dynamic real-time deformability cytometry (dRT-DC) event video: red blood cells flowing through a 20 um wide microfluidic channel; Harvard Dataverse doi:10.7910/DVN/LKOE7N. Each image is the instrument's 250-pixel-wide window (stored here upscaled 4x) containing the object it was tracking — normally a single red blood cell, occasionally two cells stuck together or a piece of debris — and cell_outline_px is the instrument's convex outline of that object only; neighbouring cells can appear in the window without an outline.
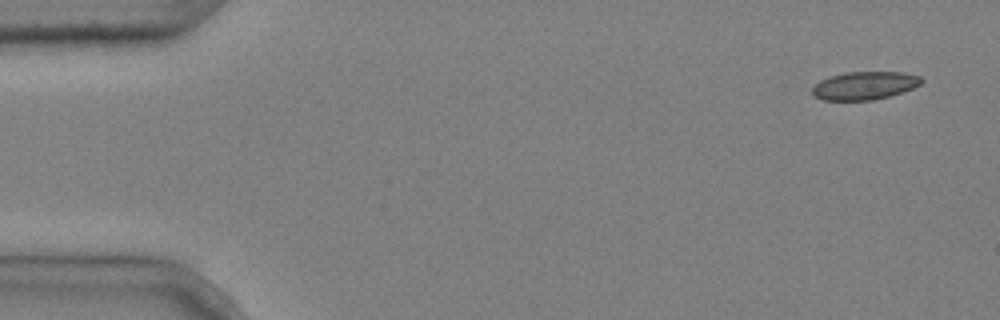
{"species": "common noctule bat (a hibernating species)", "species_latin": "Nyctalus noctula", "temperature_condition": "cold", "stored_images_in_passage": 4, "camera_frame_rate_fps": 3000, "um_per_image_px": 0.085, "animal": {"sex": "male", "body_mass_g": 20.4}, "frame": {"image": 1, "passage_image": 1, "time_ms": 0.0, "image_size_px": [1000, 320], "cell_outline_px": [[924, 80], [920, 84], [912, 88], [888, 96], [872, 100], [824, 100], [812, 96], [812, 88], [820, 80], [828, 76], [844, 72], [900, 72], [920, 76]], "centroid_in_image_um": [73.44, 7.27], "position_along_channel_um": 11.6, "area_um2": 17.8}}
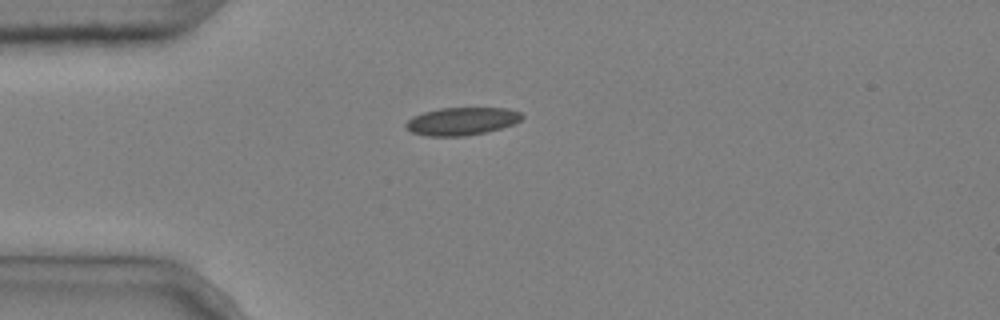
{"frame": {"image": 2, "passage_image": 4, "time_ms": 1.0, "image_size_px": [1000, 320], "cell_outline_px": [[524, 116], [520, 120], [512, 124], [500, 128], [484, 132], [464, 136], [428, 136], [412, 132], [404, 124], [412, 116], [424, 112], [440, 108], [508, 108], [520, 112]], "centroid_in_image_um": [39.24, 10.29], "position_along_channel_um": 45.8, "area_um2": 18.61}}